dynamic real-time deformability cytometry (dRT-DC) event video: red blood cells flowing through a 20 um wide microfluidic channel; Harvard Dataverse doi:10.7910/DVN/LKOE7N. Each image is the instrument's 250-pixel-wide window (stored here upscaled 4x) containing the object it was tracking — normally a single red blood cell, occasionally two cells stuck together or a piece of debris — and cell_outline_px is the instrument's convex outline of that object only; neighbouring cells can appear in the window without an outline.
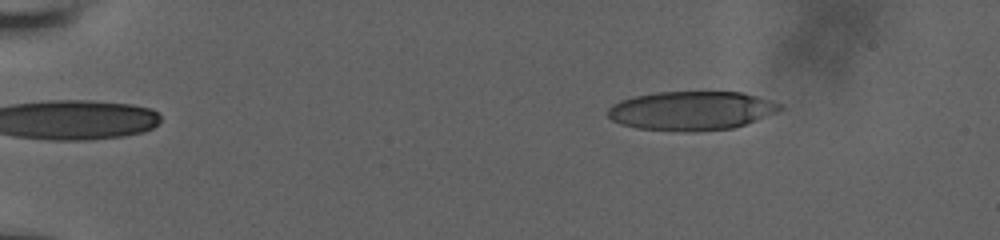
{"species": "human", "species_latin": "Homo sapiens", "temperature_condition": "room temperature", "stored_images_in_passage": 48, "camera_frame_rate_fps": 3000, "um_per_image_px": 0.085, "donor": {"sex": "male"}, "frame": {"image": 1, "passage_image": 1, "time_ms": 0.0, "image_size_px": [1000, 240], "cell_outline_px": [[784, 108], [776, 112], [756, 120], [732, 128], [692, 132], [636, 128], [620, 124], [612, 120], [608, 116], [608, 108], [612, 104], [620, 100], [636, 96], [656, 92], [744, 92], [780, 104]], "centroid_in_image_um": [58.74, 9.41], "position_along_channel_um": 26.3, "area_um2": 38.9}}
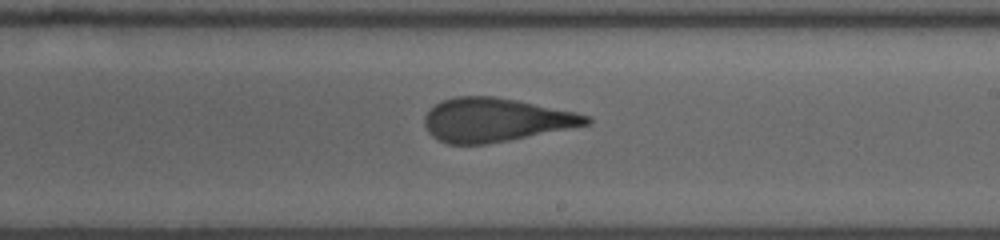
{"frame": {"image": 2, "passage_image": 27, "time_ms": 8.667, "image_size_px": [1000, 240], "cell_outline_px": [[592, 120], [588, 124], [572, 128], [488, 144], [448, 144], [432, 136], [428, 132], [424, 124], [424, 116], [440, 100], [456, 96], [492, 96], [516, 100], [576, 112], [592, 116]], "centroid_in_image_um": [42.12, 10.19], "position_along_channel_um": 246.9, "area_um2": 41.1}}
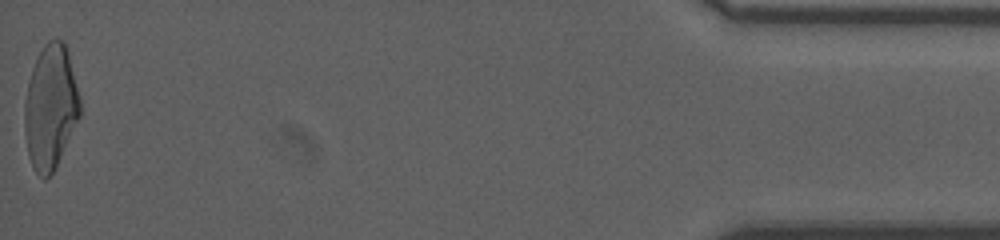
{"frame": {"image": 3, "passage_image": 48, "time_ms": 15.667, "image_size_px": [1000, 240], "cell_outline_px": [[80, 116], [56, 168], [44, 180], [32, 168], [28, 156], [24, 132], [24, 100], [32, 68], [44, 44], [48, 40], [64, 40], [68, 52], [80, 96]], "centroid_in_image_um": [4.29, 9.14], "position_along_channel_um": 430.9, "area_um2": 40.34}, "authors_computed_cell_mechanics": {"area_um2": 41.6738, "velocity_mm_per_s": 3.8345, "shape_relaxation_time_tau1_ms": 7.5489, "shape_relaxation_time_tau2_ms": 1.3377, "deformation_change_tau1": 0.2406, "deformation_change_tau2": 0.1147}}